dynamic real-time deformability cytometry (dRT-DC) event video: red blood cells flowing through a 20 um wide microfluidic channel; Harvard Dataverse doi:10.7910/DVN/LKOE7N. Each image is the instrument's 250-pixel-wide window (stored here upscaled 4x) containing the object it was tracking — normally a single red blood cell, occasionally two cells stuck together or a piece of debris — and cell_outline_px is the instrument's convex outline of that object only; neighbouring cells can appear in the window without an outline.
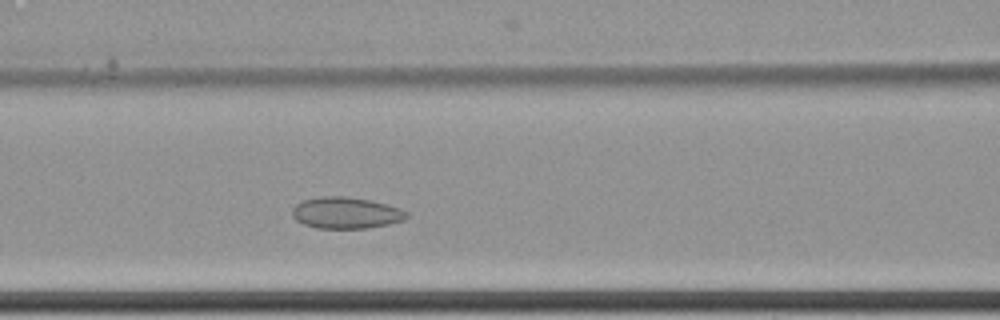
{"species": "common noctule bat (a hibernating species)", "species_latin": "Nyctalus noctula", "temperature_condition": "cold", "stored_images_in_passage": 3, "camera_frame_rate_fps": 3000, "um_per_image_px": 0.085, "animal": {"sex": "female", "body_mass_g": 22.7, "forearm_length_mm": 54.2}, "frame": {"image": 1, "passage_image": 3, "time_ms": 0.667, "image_size_px": [1000, 320], "cell_outline_px": [[408, 216], [404, 220], [388, 224], [368, 228], [316, 228], [304, 224], [296, 220], [292, 216], [292, 208], [296, 204], [304, 200], [324, 196], [344, 196], [368, 200], [388, 204], [400, 208], [408, 212]], "centroid_in_image_um": [29.41, 18.09], "position_along_channel_um": 137.2, "area_um2": 20.92}}